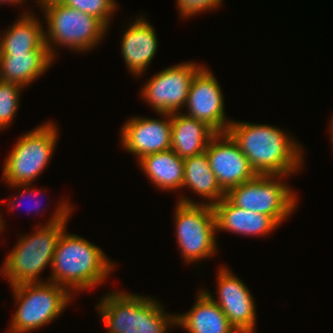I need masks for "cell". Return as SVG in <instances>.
Wrapping results in <instances>:
<instances>
[{
  "instance_id": "obj_19",
  "label": "cell",
  "mask_w": 333,
  "mask_h": 333,
  "mask_svg": "<svg viewBox=\"0 0 333 333\" xmlns=\"http://www.w3.org/2000/svg\"><path fill=\"white\" fill-rule=\"evenodd\" d=\"M171 149L182 159L206 151L216 132L206 123L183 113L171 114Z\"/></svg>"
},
{
  "instance_id": "obj_26",
  "label": "cell",
  "mask_w": 333,
  "mask_h": 333,
  "mask_svg": "<svg viewBox=\"0 0 333 333\" xmlns=\"http://www.w3.org/2000/svg\"><path fill=\"white\" fill-rule=\"evenodd\" d=\"M31 185H32V184L13 185L12 188H13V187H15V188H16V187H18V188H19V187H20V188L22 187V188H23V190H22L23 192H22V193L20 192V194H19V195L22 196V197H25V194H27V193H29V192H30V193H29V196H30V197H31L32 194H33V195H32L33 197H34V196H37L39 193L41 194L42 189H41V190H36V189H34V190H33V189L30 190L31 188H33V187H31ZM37 191H38V193H37ZM32 192H33V193H32ZM40 194H39V195H40ZM27 196H28V194L26 195V197H27ZM11 201H12V200L9 199V203L12 204V205H11V206H12L11 208H13V207L16 208V207H17V204L15 203V200H13V202H11ZM17 203H18V202H17ZM37 206H38V205H37ZM30 209H31V208H30ZM36 209H37V208H36Z\"/></svg>"
},
{
  "instance_id": "obj_10",
  "label": "cell",
  "mask_w": 333,
  "mask_h": 333,
  "mask_svg": "<svg viewBox=\"0 0 333 333\" xmlns=\"http://www.w3.org/2000/svg\"><path fill=\"white\" fill-rule=\"evenodd\" d=\"M203 65L180 63L154 74L140 93L157 113H179L184 107L191 82Z\"/></svg>"
},
{
  "instance_id": "obj_1",
  "label": "cell",
  "mask_w": 333,
  "mask_h": 333,
  "mask_svg": "<svg viewBox=\"0 0 333 333\" xmlns=\"http://www.w3.org/2000/svg\"><path fill=\"white\" fill-rule=\"evenodd\" d=\"M227 132L256 174L289 176L301 169L303 147L284 130L267 124L233 120Z\"/></svg>"
},
{
  "instance_id": "obj_8",
  "label": "cell",
  "mask_w": 333,
  "mask_h": 333,
  "mask_svg": "<svg viewBox=\"0 0 333 333\" xmlns=\"http://www.w3.org/2000/svg\"><path fill=\"white\" fill-rule=\"evenodd\" d=\"M57 139L58 130L49 121L22 134L3 164L2 180L9 186L32 184L48 166Z\"/></svg>"
},
{
  "instance_id": "obj_21",
  "label": "cell",
  "mask_w": 333,
  "mask_h": 333,
  "mask_svg": "<svg viewBox=\"0 0 333 333\" xmlns=\"http://www.w3.org/2000/svg\"><path fill=\"white\" fill-rule=\"evenodd\" d=\"M151 183L162 190L182 189L184 179V159L172 149L151 153L137 160Z\"/></svg>"
},
{
  "instance_id": "obj_12",
  "label": "cell",
  "mask_w": 333,
  "mask_h": 333,
  "mask_svg": "<svg viewBox=\"0 0 333 333\" xmlns=\"http://www.w3.org/2000/svg\"><path fill=\"white\" fill-rule=\"evenodd\" d=\"M217 298L203 290L225 313L238 333H255L256 305L248 287L227 266L218 269Z\"/></svg>"
},
{
  "instance_id": "obj_18",
  "label": "cell",
  "mask_w": 333,
  "mask_h": 333,
  "mask_svg": "<svg viewBox=\"0 0 333 333\" xmlns=\"http://www.w3.org/2000/svg\"><path fill=\"white\" fill-rule=\"evenodd\" d=\"M54 60L49 51L0 53L2 81L24 88L45 73Z\"/></svg>"
},
{
  "instance_id": "obj_22",
  "label": "cell",
  "mask_w": 333,
  "mask_h": 333,
  "mask_svg": "<svg viewBox=\"0 0 333 333\" xmlns=\"http://www.w3.org/2000/svg\"><path fill=\"white\" fill-rule=\"evenodd\" d=\"M183 187H189L198 196L209 200L205 204L211 206L226 196L211 170L206 151L184 159Z\"/></svg>"
},
{
  "instance_id": "obj_29",
  "label": "cell",
  "mask_w": 333,
  "mask_h": 333,
  "mask_svg": "<svg viewBox=\"0 0 333 333\" xmlns=\"http://www.w3.org/2000/svg\"><path fill=\"white\" fill-rule=\"evenodd\" d=\"M2 216V214H0V232L4 229V224H5V222H3L4 220H3V218L1 217Z\"/></svg>"
},
{
  "instance_id": "obj_27",
  "label": "cell",
  "mask_w": 333,
  "mask_h": 333,
  "mask_svg": "<svg viewBox=\"0 0 333 333\" xmlns=\"http://www.w3.org/2000/svg\"><path fill=\"white\" fill-rule=\"evenodd\" d=\"M25 1H26V0H24V1H23V0H0V3H1V4H3V3L6 4V3L9 2V3H11V5L14 4V3H15V5H16V4H20V3H22V2H25Z\"/></svg>"
},
{
  "instance_id": "obj_4",
  "label": "cell",
  "mask_w": 333,
  "mask_h": 333,
  "mask_svg": "<svg viewBox=\"0 0 333 333\" xmlns=\"http://www.w3.org/2000/svg\"><path fill=\"white\" fill-rule=\"evenodd\" d=\"M151 297L113 292L101 297L99 316L108 333H167L176 325V314L165 313L164 306Z\"/></svg>"
},
{
  "instance_id": "obj_14",
  "label": "cell",
  "mask_w": 333,
  "mask_h": 333,
  "mask_svg": "<svg viewBox=\"0 0 333 333\" xmlns=\"http://www.w3.org/2000/svg\"><path fill=\"white\" fill-rule=\"evenodd\" d=\"M158 115L164 116L165 120L133 117L121 128V145L138 160L145 155L171 149V114Z\"/></svg>"
},
{
  "instance_id": "obj_11",
  "label": "cell",
  "mask_w": 333,
  "mask_h": 333,
  "mask_svg": "<svg viewBox=\"0 0 333 333\" xmlns=\"http://www.w3.org/2000/svg\"><path fill=\"white\" fill-rule=\"evenodd\" d=\"M222 94L216 77L203 66L191 82L184 115L206 123L216 133L227 132L232 120L225 116Z\"/></svg>"
},
{
  "instance_id": "obj_17",
  "label": "cell",
  "mask_w": 333,
  "mask_h": 333,
  "mask_svg": "<svg viewBox=\"0 0 333 333\" xmlns=\"http://www.w3.org/2000/svg\"><path fill=\"white\" fill-rule=\"evenodd\" d=\"M190 311L176 315V325L189 333H238L229 319L203 290Z\"/></svg>"
},
{
  "instance_id": "obj_16",
  "label": "cell",
  "mask_w": 333,
  "mask_h": 333,
  "mask_svg": "<svg viewBox=\"0 0 333 333\" xmlns=\"http://www.w3.org/2000/svg\"><path fill=\"white\" fill-rule=\"evenodd\" d=\"M213 209L217 231L263 237L279 226L271 216L239 208L226 197L214 204Z\"/></svg>"
},
{
  "instance_id": "obj_23",
  "label": "cell",
  "mask_w": 333,
  "mask_h": 333,
  "mask_svg": "<svg viewBox=\"0 0 333 333\" xmlns=\"http://www.w3.org/2000/svg\"><path fill=\"white\" fill-rule=\"evenodd\" d=\"M24 89L15 83L0 81V129L11 125L20 104V92Z\"/></svg>"
},
{
  "instance_id": "obj_9",
  "label": "cell",
  "mask_w": 333,
  "mask_h": 333,
  "mask_svg": "<svg viewBox=\"0 0 333 333\" xmlns=\"http://www.w3.org/2000/svg\"><path fill=\"white\" fill-rule=\"evenodd\" d=\"M284 175H256L230 188L226 198L235 206L271 216L279 225L297 208L296 193L282 181Z\"/></svg>"
},
{
  "instance_id": "obj_7",
  "label": "cell",
  "mask_w": 333,
  "mask_h": 333,
  "mask_svg": "<svg viewBox=\"0 0 333 333\" xmlns=\"http://www.w3.org/2000/svg\"><path fill=\"white\" fill-rule=\"evenodd\" d=\"M175 209L176 237L184 262H198L215 255L217 229L213 206L181 196Z\"/></svg>"
},
{
  "instance_id": "obj_2",
  "label": "cell",
  "mask_w": 333,
  "mask_h": 333,
  "mask_svg": "<svg viewBox=\"0 0 333 333\" xmlns=\"http://www.w3.org/2000/svg\"><path fill=\"white\" fill-rule=\"evenodd\" d=\"M71 209V203L68 200L63 201L58 208L56 207L55 213L45 225L35 227L34 234L22 235L18 239L0 269L11 287L23 283L41 282L39 274L47 265L52 266L56 245L66 229Z\"/></svg>"
},
{
  "instance_id": "obj_28",
  "label": "cell",
  "mask_w": 333,
  "mask_h": 333,
  "mask_svg": "<svg viewBox=\"0 0 333 333\" xmlns=\"http://www.w3.org/2000/svg\"><path fill=\"white\" fill-rule=\"evenodd\" d=\"M332 118H333V116H332ZM329 122H331L330 123V134H331V140H332V143H333V119L332 120H330ZM333 145V144H332Z\"/></svg>"
},
{
  "instance_id": "obj_13",
  "label": "cell",
  "mask_w": 333,
  "mask_h": 333,
  "mask_svg": "<svg viewBox=\"0 0 333 333\" xmlns=\"http://www.w3.org/2000/svg\"><path fill=\"white\" fill-rule=\"evenodd\" d=\"M206 154L211 170L225 192L257 175L228 132L216 133L206 147Z\"/></svg>"
},
{
  "instance_id": "obj_20",
  "label": "cell",
  "mask_w": 333,
  "mask_h": 333,
  "mask_svg": "<svg viewBox=\"0 0 333 333\" xmlns=\"http://www.w3.org/2000/svg\"><path fill=\"white\" fill-rule=\"evenodd\" d=\"M32 14L23 12L5 34H0V53L48 51L43 25Z\"/></svg>"
},
{
  "instance_id": "obj_24",
  "label": "cell",
  "mask_w": 333,
  "mask_h": 333,
  "mask_svg": "<svg viewBox=\"0 0 333 333\" xmlns=\"http://www.w3.org/2000/svg\"><path fill=\"white\" fill-rule=\"evenodd\" d=\"M65 6L92 15L99 19L107 28L110 17L117 9L115 0H59Z\"/></svg>"
},
{
  "instance_id": "obj_25",
  "label": "cell",
  "mask_w": 333,
  "mask_h": 333,
  "mask_svg": "<svg viewBox=\"0 0 333 333\" xmlns=\"http://www.w3.org/2000/svg\"><path fill=\"white\" fill-rule=\"evenodd\" d=\"M223 0H177V9L183 18H190L197 13L215 10Z\"/></svg>"
},
{
  "instance_id": "obj_3",
  "label": "cell",
  "mask_w": 333,
  "mask_h": 333,
  "mask_svg": "<svg viewBox=\"0 0 333 333\" xmlns=\"http://www.w3.org/2000/svg\"><path fill=\"white\" fill-rule=\"evenodd\" d=\"M66 231L58 239L48 280L70 292L88 290L102 284L114 270L115 264L101 248Z\"/></svg>"
},
{
  "instance_id": "obj_6",
  "label": "cell",
  "mask_w": 333,
  "mask_h": 333,
  "mask_svg": "<svg viewBox=\"0 0 333 333\" xmlns=\"http://www.w3.org/2000/svg\"><path fill=\"white\" fill-rule=\"evenodd\" d=\"M11 289L18 308L9 333H28L47 325L60 316L73 299L72 292L51 281L23 283Z\"/></svg>"
},
{
  "instance_id": "obj_5",
  "label": "cell",
  "mask_w": 333,
  "mask_h": 333,
  "mask_svg": "<svg viewBox=\"0 0 333 333\" xmlns=\"http://www.w3.org/2000/svg\"><path fill=\"white\" fill-rule=\"evenodd\" d=\"M45 14V44L50 55L57 56L56 46L78 52L89 51L100 43L107 27L96 17L62 4L59 0H37ZM55 44V45H54ZM53 46H55L53 48Z\"/></svg>"
},
{
  "instance_id": "obj_15",
  "label": "cell",
  "mask_w": 333,
  "mask_h": 333,
  "mask_svg": "<svg viewBox=\"0 0 333 333\" xmlns=\"http://www.w3.org/2000/svg\"><path fill=\"white\" fill-rule=\"evenodd\" d=\"M146 18H137L124 32L121 52L126 67L135 77L144 74L158 48L154 27Z\"/></svg>"
}]
</instances>
